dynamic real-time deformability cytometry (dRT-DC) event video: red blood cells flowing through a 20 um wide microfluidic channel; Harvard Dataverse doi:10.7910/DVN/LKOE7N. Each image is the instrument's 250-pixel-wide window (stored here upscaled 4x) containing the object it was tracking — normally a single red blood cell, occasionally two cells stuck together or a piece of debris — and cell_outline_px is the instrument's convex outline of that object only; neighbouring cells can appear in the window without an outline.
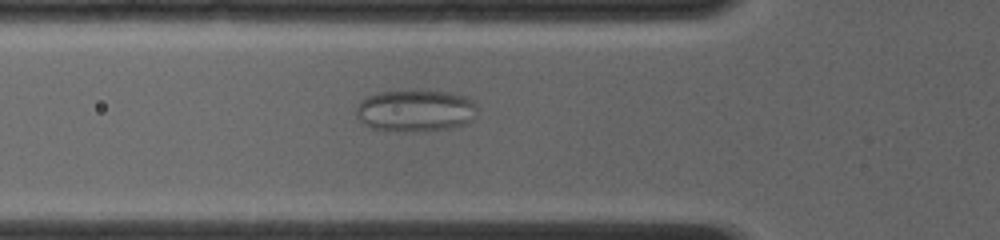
{"species": "common noctule bat (a hibernating species)", "species_latin": "Nyctalus noctula", "temperature_condition": "room temperature", "stored_images_in_passage": 62, "camera_frame_rate_fps": 4000, "um_per_image_px": 0.085, "animal": {"sex": "female", "body_mass_g": 19.0, "forearm_length_mm": 56.7}, "frame": {"image": 1, "passage_image": 21, "time_ms": 5.0, "image_size_px": [1000, 240], "cell_outline_px": [[476, 116], [472, 120], [464, 124], [448, 128], [420, 132], [404, 132], [372, 128], [364, 124], [356, 116], [356, 108], [368, 96], [380, 92], [448, 92], [464, 96], [472, 100], [476, 104]], "centroid_in_image_um": [35.33, 9.44], "position_along_channel_um": 90.5, "area_um2": 29.19}}
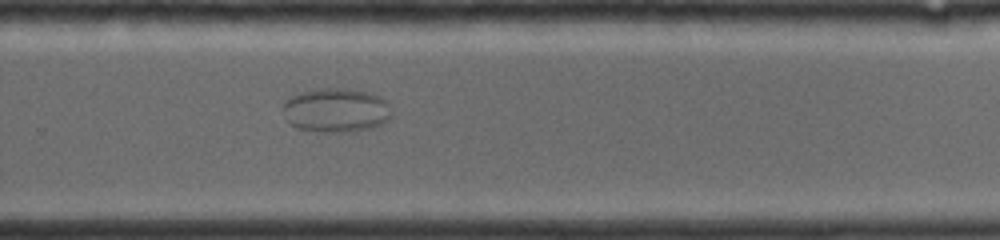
{"frame": {"image": 2, "passage_image": 42, "time_ms": 10.25, "image_size_px": [1000, 240], "cell_outline_px": [[392, 116], [384, 124], [372, 128], [352, 132], [324, 132], [296, 128], [288, 124], [280, 108], [292, 96], [300, 92], [316, 88], [344, 88], [368, 92], [380, 96], [388, 100]], "centroid_in_image_um": [28.57, 9.38], "position_along_channel_um": 301.2, "area_um2": 28.61}}
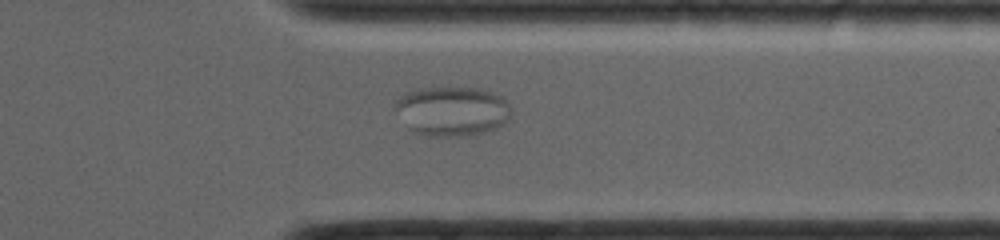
{"frame": {"image": 3, "passage_image": 49, "time_ms": 12.0, "image_size_px": [1000, 240], "cell_outline_px": [[512, 112], [508, 120], [504, 124], [492, 132], [476, 136], [428, 136], [412, 132], [392, 108], [396, 100], [400, 96], [408, 92], [420, 88], [476, 88], [500, 96], [512, 108]], "centroid_in_image_um": [38.43, 9.49], "position_along_channel_um": 373.0, "area_um2": 33.99}}